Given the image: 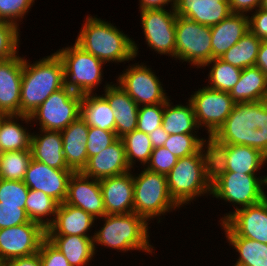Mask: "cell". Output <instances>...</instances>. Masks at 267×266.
<instances>
[{
  "instance_id": "obj_1",
  "label": "cell",
  "mask_w": 267,
  "mask_h": 266,
  "mask_svg": "<svg viewBox=\"0 0 267 266\" xmlns=\"http://www.w3.org/2000/svg\"><path fill=\"white\" fill-rule=\"evenodd\" d=\"M208 140L209 144L250 146L267 157V100L235 103L225 123Z\"/></svg>"
},
{
  "instance_id": "obj_2",
  "label": "cell",
  "mask_w": 267,
  "mask_h": 266,
  "mask_svg": "<svg viewBox=\"0 0 267 266\" xmlns=\"http://www.w3.org/2000/svg\"><path fill=\"white\" fill-rule=\"evenodd\" d=\"M166 179L170 196L179 207L196 200V197L211 195L212 152L209 141L197 153L179 158Z\"/></svg>"
},
{
  "instance_id": "obj_3",
  "label": "cell",
  "mask_w": 267,
  "mask_h": 266,
  "mask_svg": "<svg viewBox=\"0 0 267 266\" xmlns=\"http://www.w3.org/2000/svg\"><path fill=\"white\" fill-rule=\"evenodd\" d=\"M84 22L75 43L85 51L105 64L121 63L137 57L139 48L135 41L117 29L113 23L89 15Z\"/></svg>"
},
{
  "instance_id": "obj_4",
  "label": "cell",
  "mask_w": 267,
  "mask_h": 266,
  "mask_svg": "<svg viewBox=\"0 0 267 266\" xmlns=\"http://www.w3.org/2000/svg\"><path fill=\"white\" fill-rule=\"evenodd\" d=\"M64 86V65L56 52L34 64L24 58L20 115L31 116L52 93Z\"/></svg>"
},
{
  "instance_id": "obj_5",
  "label": "cell",
  "mask_w": 267,
  "mask_h": 266,
  "mask_svg": "<svg viewBox=\"0 0 267 266\" xmlns=\"http://www.w3.org/2000/svg\"><path fill=\"white\" fill-rule=\"evenodd\" d=\"M103 227L93 234L94 249L96 245L107 246L114 250L126 252L139 250L148 254L154 247L149 243L148 221L135 212L128 214H106ZM97 243V244H96Z\"/></svg>"
},
{
  "instance_id": "obj_6",
  "label": "cell",
  "mask_w": 267,
  "mask_h": 266,
  "mask_svg": "<svg viewBox=\"0 0 267 266\" xmlns=\"http://www.w3.org/2000/svg\"><path fill=\"white\" fill-rule=\"evenodd\" d=\"M235 172H212L211 195L232 203L236 211L239 208L255 205L267 195V176ZM239 205V206H235Z\"/></svg>"
},
{
  "instance_id": "obj_7",
  "label": "cell",
  "mask_w": 267,
  "mask_h": 266,
  "mask_svg": "<svg viewBox=\"0 0 267 266\" xmlns=\"http://www.w3.org/2000/svg\"><path fill=\"white\" fill-rule=\"evenodd\" d=\"M56 53L64 65L65 86L81 95L93 94L102 82V66L105 63L76 43Z\"/></svg>"
},
{
  "instance_id": "obj_8",
  "label": "cell",
  "mask_w": 267,
  "mask_h": 266,
  "mask_svg": "<svg viewBox=\"0 0 267 266\" xmlns=\"http://www.w3.org/2000/svg\"><path fill=\"white\" fill-rule=\"evenodd\" d=\"M134 212L147 221L179 207L170 196L166 175L144 169L133 175ZM150 219V220H149Z\"/></svg>"
},
{
  "instance_id": "obj_9",
  "label": "cell",
  "mask_w": 267,
  "mask_h": 266,
  "mask_svg": "<svg viewBox=\"0 0 267 266\" xmlns=\"http://www.w3.org/2000/svg\"><path fill=\"white\" fill-rule=\"evenodd\" d=\"M211 28L177 16L175 60L202 68L212 60Z\"/></svg>"
},
{
  "instance_id": "obj_10",
  "label": "cell",
  "mask_w": 267,
  "mask_h": 266,
  "mask_svg": "<svg viewBox=\"0 0 267 266\" xmlns=\"http://www.w3.org/2000/svg\"><path fill=\"white\" fill-rule=\"evenodd\" d=\"M82 97L64 86L34 111L31 121L39 120V129L42 130L62 131L81 115Z\"/></svg>"
},
{
  "instance_id": "obj_11",
  "label": "cell",
  "mask_w": 267,
  "mask_h": 266,
  "mask_svg": "<svg viewBox=\"0 0 267 266\" xmlns=\"http://www.w3.org/2000/svg\"><path fill=\"white\" fill-rule=\"evenodd\" d=\"M188 100L193 106L198 127H206L209 138L225 123L235 105L229 92L208 86L195 91Z\"/></svg>"
},
{
  "instance_id": "obj_12",
  "label": "cell",
  "mask_w": 267,
  "mask_h": 266,
  "mask_svg": "<svg viewBox=\"0 0 267 266\" xmlns=\"http://www.w3.org/2000/svg\"><path fill=\"white\" fill-rule=\"evenodd\" d=\"M135 63L129 66L117 79V83L138 104H164L169 98L163 84L151 68Z\"/></svg>"
},
{
  "instance_id": "obj_13",
  "label": "cell",
  "mask_w": 267,
  "mask_h": 266,
  "mask_svg": "<svg viewBox=\"0 0 267 266\" xmlns=\"http://www.w3.org/2000/svg\"><path fill=\"white\" fill-rule=\"evenodd\" d=\"M141 26L148 47L161 55L175 58L176 19L174 9H147L140 11Z\"/></svg>"
},
{
  "instance_id": "obj_14",
  "label": "cell",
  "mask_w": 267,
  "mask_h": 266,
  "mask_svg": "<svg viewBox=\"0 0 267 266\" xmlns=\"http://www.w3.org/2000/svg\"><path fill=\"white\" fill-rule=\"evenodd\" d=\"M220 220L225 236H241L267 244V197L255 205L226 213Z\"/></svg>"
},
{
  "instance_id": "obj_15",
  "label": "cell",
  "mask_w": 267,
  "mask_h": 266,
  "mask_svg": "<svg viewBox=\"0 0 267 266\" xmlns=\"http://www.w3.org/2000/svg\"><path fill=\"white\" fill-rule=\"evenodd\" d=\"M212 172L255 174L267 163L259 150L245 145L210 144Z\"/></svg>"
},
{
  "instance_id": "obj_16",
  "label": "cell",
  "mask_w": 267,
  "mask_h": 266,
  "mask_svg": "<svg viewBox=\"0 0 267 266\" xmlns=\"http://www.w3.org/2000/svg\"><path fill=\"white\" fill-rule=\"evenodd\" d=\"M45 238L46 228L34 221L0 229V262L38 253Z\"/></svg>"
},
{
  "instance_id": "obj_17",
  "label": "cell",
  "mask_w": 267,
  "mask_h": 266,
  "mask_svg": "<svg viewBox=\"0 0 267 266\" xmlns=\"http://www.w3.org/2000/svg\"><path fill=\"white\" fill-rule=\"evenodd\" d=\"M72 170H60L32 159L23 182L32 190L42 191L59 204L67 197L68 181Z\"/></svg>"
},
{
  "instance_id": "obj_18",
  "label": "cell",
  "mask_w": 267,
  "mask_h": 266,
  "mask_svg": "<svg viewBox=\"0 0 267 266\" xmlns=\"http://www.w3.org/2000/svg\"><path fill=\"white\" fill-rule=\"evenodd\" d=\"M65 203L90 213L95 219L106 215L99 180L82 172L70 176Z\"/></svg>"
},
{
  "instance_id": "obj_19",
  "label": "cell",
  "mask_w": 267,
  "mask_h": 266,
  "mask_svg": "<svg viewBox=\"0 0 267 266\" xmlns=\"http://www.w3.org/2000/svg\"><path fill=\"white\" fill-rule=\"evenodd\" d=\"M23 66L24 57L18 54L0 60V116L20 115Z\"/></svg>"
},
{
  "instance_id": "obj_20",
  "label": "cell",
  "mask_w": 267,
  "mask_h": 266,
  "mask_svg": "<svg viewBox=\"0 0 267 266\" xmlns=\"http://www.w3.org/2000/svg\"><path fill=\"white\" fill-rule=\"evenodd\" d=\"M130 172L99 180L106 214L134 212V184Z\"/></svg>"
},
{
  "instance_id": "obj_21",
  "label": "cell",
  "mask_w": 267,
  "mask_h": 266,
  "mask_svg": "<svg viewBox=\"0 0 267 266\" xmlns=\"http://www.w3.org/2000/svg\"><path fill=\"white\" fill-rule=\"evenodd\" d=\"M131 170L126 159L123 141L118 138L99 154L90 157L82 173L85 176L100 180L122 175Z\"/></svg>"
},
{
  "instance_id": "obj_22",
  "label": "cell",
  "mask_w": 267,
  "mask_h": 266,
  "mask_svg": "<svg viewBox=\"0 0 267 266\" xmlns=\"http://www.w3.org/2000/svg\"><path fill=\"white\" fill-rule=\"evenodd\" d=\"M111 83L105 85V95L102 94V96L114 110L115 133L118 138H121L136 130L139 106L122 87Z\"/></svg>"
},
{
  "instance_id": "obj_23",
  "label": "cell",
  "mask_w": 267,
  "mask_h": 266,
  "mask_svg": "<svg viewBox=\"0 0 267 266\" xmlns=\"http://www.w3.org/2000/svg\"><path fill=\"white\" fill-rule=\"evenodd\" d=\"M174 10L177 16L209 27L232 13L229 0H176Z\"/></svg>"
},
{
  "instance_id": "obj_24",
  "label": "cell",
  "mask_w": 267,
  "mask_h": 266,
  "mask_svg": "<svg viewBox=\"0 0 267 266\" xmlns=\"http://www.w3.org/2000/svg\"><path fill=\"white\" fill-rule=\"evenodd\" d=\"M60 132L67 166L73 172H82L88 162L86 143L88 141L89 125L79 116Z\"/></svg>"
},
{
  "instance_id": "obj_25",
  "label": "cell",
  "mask_w": 267,
  "mask_h": 266,
  "mask_svg": "<svg viewBox=\"0 0 267 266\" xmlns=\"http://www.w3.org/2000/svg\"><path fill=\"white\" fill-rule=\"evenodd\" d=\"M95 219L90 213L66 204H59L53 222L46 228V235L89 236L87 232L94 227Z\"/></svg>"
},
{
  "instance_id": "obj_26",
  "label": "cell",
  "mask_w": 267,
  "mask_h": 266,
  "mask_svg": "<svg viewBox=\"0 0 267 266\" xmlns=\"http://www.w3.org/2000/svg\"><path fill=\"white\" fill-rule=\"evenodd\" d=\"M210 28L212 59L221 58L228 49L249 32V18L246 14L231 13Z\"/></svg>"
},
{
  "instance_id": "obj_27",
  "label": "cell",
  "mask_w": 267,
  "mask_h": 266,
  "mask_svg": "<svg viewBox=\"0 0 267 266\" xmlns=\"http://www.w3.org/2000/svg\"><path fill=\"white\" fill-rule=\"evenodd\" d=\"M41 134L31 137L32 159L60 170H71L66 163L63 153V140L60 131L42 130Z\"/></svg>"
},
{
  "instance_id": "obj_28",
  "label": "cell",
  "mask_w": 267,
  "mask_h": 266,
  "mask_svg": "<svg viewBox=\"0 0 267 266\" xmlns=\"http://www.w3.org/2000/svg\"><path fill=\"white\" fill-rule=\"evenodd\" d=\"M46 238L64 255L71 266L89 265L96 254L92 237L46 235Z\"/></svg>"
},
{
  "instance_id": "obj_29",
  "label": "cell",
  "mask_w": 267,
  "mask_h": 266,
  "mask_svg": "<svg viewBox=\"0 0 267 266\" xmlns=\"http://www.w3.org/2000/svg\"><path fill=\"white\" fill-rule=\"evenodd\" d=\"M229 94L235 103L267 100V75L256 66L247 67Z\"/></svg>"
},
{
  "instance_id": "obj_30",
  "label": "cell",
  "mask_w": 267,
  "mask_h": 266,
  "mask_svg": "<svg viewBox=\"0 0 267 266\" xmlns=\"http://www.w3.org/2000/svg\"><path fill=\"white\" fill-rule=\"evenodd\" d=\"M15 119L31 123L30 116L26 115L0 116V153L30 149L32 134Z\"/></svg>"
},
{
  "instance_id": "obj_31",
  "label": "cell",
  "mask_w": 267,
  "mask_h": 266,
  "mask_svg": "<svg viewBox=\"0 0 267 266\" xmlns=\"http://www.w3.org/2000/svg\"><path fill=\"white\" fill-rule=\"evenodd\" d=\"M89 126L115 132L114 110L102 96L85 94L81 100V115Z\"/></svg>"
},
{
  "instance_id": "obj_32",
  "label": "cell",
  "mask_w": 267,
  "mask_h": 266,
  "mask_svg": "<svg viewBox=\"0 0 267 266\" xmlns=\"http://www.w3.org/2000/svg\"><path fill=\"white\" fill-rule=\"evenodd\" d=\"M171 100L164 103L162 128L170 134H195L199 129L193 106L188 100V105L177 104L172 106Z\"/></svg>"
},
{
  "instance_id": "obj_33",
  "label": "cell",
  "mask_w": 267,
  "mask_h": 266,
  "mask_svg": "<svg viewBox=\"0 0 267 266\" xmlns=\"http://www.w3.org/2000/svg\"><path fill=\"white\" fill-rule=\"evenodd\" d=\"M261 41L260 38L249 31L228 49L220 59L242 70L253 67L257 60Z\"/></svg>"
},
{
  "instance_id": "obj_34",
  "label": "cell",
  "mask_w": 267,
  "mask_h": 266,
  "mask_svg": "<svg viewBox=\"0 0 267 266\" xmlns=\"http://www.w3.org/2000/svg\"><path fill=\"white\" fill-rule=\"evenodd\" d=\"M59 203L42 191L28 190L25 211L31 221L47 228L54 220ZM49 218L51 216L50 219ZM46 218V219H44Z\"/></svg>"
},
{
  "instance_id": "obj_35",
  "label": "cell",
  "mask_w": 267,
  "mask_h": 266,
  "mask_svg": "<svg viewBox=\"0 0 267 266\" xmlns=\"http://www.w3.org/2000/svg\"><path fill=\"white\" fill-rule=\"evenodd\" d=\"M239 258L236 263L246 266H267V244L241 236H226Z\"/></svg>"
},
{
  "instance_id": "obj_36",
  "label": "cell",
  "mask_w": 267,
  "mask_h": 266,
  "mask_svg": "<svg viewBox=\"0 0 267 266\" xmlns=\"http://www.w3.org/2000/svg\"><path fill=\"white\" fill-rule=\"evenodd\" d=\"M212 65L209 72L208 87L223 92H230L232 88L238 83L242 69L225 63L220 58H214L208 61L203 67Z\"/></svg>"
},
{
  "instance_id": "obj_37",
  "label": "cell",
  "mask_w": 267,
  "mask_h": 266,
  "mask_svg": "<svg viewBox=\"0 0 267 266\" xmlns=\"http://www.w3.org/2000/svg\"><path fill=\"white\" fill-rule=\"evenodd\" d=\"M31 150L8 151L0 153V179L23 181L29 163Z\"/></svg>"
},
{
  "instance_id": "obj_38",
  "label": "cell",
  "mask_w": 267,
  "mask_h": 266,
  "mask_svg": "<svg viewBox=\"0 0 267 266\" xmlns=\"http://www.w3.org/2000/svg\"><path fill=\"white\" fill-rule=\"evenodd\" d=\"M121 139L125 147L126 159L130 168L133 169L136 160L145 167L154 149L149 135L136 129L125 134Z\"/></svg>"
},
{
  "instance_id": "obj_39",
  "label": "cell",
  "mask_w": 267,
  "mask_h": 266,
  "mask_svg": "<svg viewBox=\"0 0 267 266\" xmlns=\"http://www.w3.org/2000/svg\"><path fill=\"white\" fill-rule=\"evenodd\" d=\"M206 140L196 134H170L163 146L179 159L197 153L208 143Z\"/></svg>"
},
{
  "instance_id": "obj_40",
  "label": "cell",
  "mask_w": 267,
  "mask_h": 266,
  "mask_svg": "<svg viewBox=\"0 0 267 266\" xmlns=\"http://www.w3.org/2000/svg\"><path fill=\"white\" fill-rule=\"evenodd\" d=\"M29 188L23 181L0 179V205L25 209Z\"/></svg>"
},
{
  "instance_id": "obj_41",
  "label": "cell",
  "mask_w": 267,
  "mask_h": 266,
  "mask_svg": "<svg viewBox=\"0 0 267 266\" xmlns=\"http://www.w3.org/2000/svg\"><path fill=\"white\" fill-rule=\"evenodd\" d=\"M164 104L139 106L137 130L150 134L162 126Z\"/></svg>"
},
{
  "instance_id": "obj_42",
  "label": "cell",
  "mask_w": 267,
  "mask_h": 266,
  "mask_svg": "<svg viewBox=\"0 0 267 266\" xmlns=\"http://www.w3.org/2000/svg\"><path fill=\"white\" fill-rule=\"evenodd\" d=\"M16 25L0 21V60L9 59L18 54L20 34Z\"/></svg>"
},
{
  "instance_id": "obj_43",
  "label": "cell",
  "mask_w": 267,
  "mask_h": 266,
  "mask_svg": "<svg viewBox=\"0 0 267 266\" xmlns=\"http://www.w3.org/2000/svg\"><path fill=\"white\" fill-rule=\"evenodd\" d=\"M35 0H0V21L12 23L19 27ZM18 21V22H17Z\"/></svg>"
},
{
  "instance_id": "obj_44",
  "label": "cell",
  "mask_w": 267,
  "mask_h": 266,
  "mask_svg": "<svg viewBox=\"0 0 267 266\" xmlns=\"http://www.w3.org/2000/svg\"><path fill=\"white\" fill-rule=\"evenodd\" d=\"M117 139L118 137L113 131H105L101 128L89 126L88 141L86 143L88 159L99 154Z\"/></svg>"
},
{
  "instance_id": "obj_45",
  "label": "cell",
  "mask_w": 267,
  "mask_h": 266,
  "mask_svg": "<svg viewBox=\"0 0 267 266\" xmlns=\"http://www.w3.org/2000/svg\"><path fill=\"white\" fill-rule=\"evenodd\" d=\"M178 158L164 146L152 150L146 169L152 172L167 175L176 165Z\"/></svg>"
},
{
  "instance_id": "obj_46",
  "label": "cell",
  "mask_w": 267,
  "mask_h": 266,
  "mask_svg": "<svg viewBox=\"0 0 267 266\" xmlns=\"http://www.w3.org/2000/svg\"><path fill=\"white\" fill-rule=\"evenodd\" d=\"M29 219L25 209L18 206L0 205V229L28 223Z\"/></svg>"
},
{
  "instance_id": "obj_47",
  "label": "cell",
  "mask_w": 267,
  "mask_h": 266,
  "mask_svg": "<svg viewBox=\"0 0 267 266\" xmlns=\"http://www.w3.org/2000/svg\"><path fill=\"white\" fill-rule=\"evenodd\" d=\"M38 253L42 266H71L64 255L47 238L41 243Z\"/></svg>"
},
{
  "instance_id": "obj_48",
  "label": "cell",
  "mask_w": 267,
  "mask_h": 266,
  "mask_svg": "<svg viewBox=\"0 0 267 266\" xmlns=\"http://www.w3.org/2000/svg\"><path fill=\"white\" fill-rule=\"evenodd\" d=\"M249 16V31L261 40H267V10L258 8Z\"/></svg>"
},
{
  "instance_id": "obj_49",
  "label": "cell",
  "mask_w": 267,
  "mask_h": 266,
  "mask_svg": "<svg viewBox=\"0 0 267 266\" xmlns=\"http://www.w3.org/2000/svg\"><path fill=\"white\" fill-rule=\"evenodd\" d=\"M262 0H229L232 13L248 14L251 10L261 7Z\"/></svg>"
},
{
  "instance_id": "obj_50",
  "label": "cell",
  "mask_w": 267,
  "mask_h": 266,
  "mask_svg": "<svg viewBox=\"0 0 267 266\" xmlns=\"http://www.w3.org/2000/svg\"><path fill=\"white\" fill-rule=\"evenodd\" d=\"M3 266H42L39 253L3 262Z\"/></svg>"
},
{
  "instance_id": "obj_51",
  "label": "cell",
  "mask_w": 267,
  "mask_h": 266,
  "mask_svg": "<svg viewBox=\"0 0 267 266\" xmlns=\"http://www.w3.org/2000/svg\"><path fill=\"white\" fill-rule=\"evenodd\" d=\"M140 11L147 9H164V6H168L171 3L172 9L175 8L176 0H139Z\"/></svg>"
},
{
  "instance_id": "obj_52",
  "label": "cell",
  "mask_w": 267,
  "mask_h": 266,
  "mask_svg": "<svg viewBox=\"0 0 267 266\" xmlns=\"http://www.w3.org/2000/svg\"><path fill=\"white\" fill-rule=\"evenodd\" d=\"M169 134L164 131L162 126L158 127L157 129L153 130L149 134V139L152 143L153 148L161 147L164 145L166 140L168 139Z\"/></svg>"
},
{
  "instance_id": "obj_53",
  "label": "cell",
  "mask_w": 267,
  "mask_h": 266,
  "mask_svg": "<svg viewBox=\"0 0 267 266\" xmlns=\"http://www.w3.org/2000/svg\"><path fill=\"white\" fill-rule=\"evenodd\" d=\"M255 66L267 75V40H262Z\"/></svg>"
},
{
  "instance_id": "obj_54",
  "label": "cell",
  "mask_w": 267,
  "mask_h": 266,
  "mask_svg": "<svg viewBox=\"0 0 267 266\" xmlns=\"http://www.w3.org/2000/svg\"><path fill=\"white\" fill-rule=\"evenodd\" d=\"M260 8H263L264 10H267V0H262Z\"/></svg>"
},
{
  "instance_id": "obj_55",
  "label": "cell",
  "mask_w": 267,
  "mask_h": 266,
  "mask_svg": "<svg viewBox=\"0 0 267 266\" xmlns=\"http://www.w3.org/2000/svg\"><path fill=\"white\" fill-rule=\"evenodd\" d=\"M234 266H246V265H243V264H240V263H235Z\"/></svg>"
}]
</instances>
